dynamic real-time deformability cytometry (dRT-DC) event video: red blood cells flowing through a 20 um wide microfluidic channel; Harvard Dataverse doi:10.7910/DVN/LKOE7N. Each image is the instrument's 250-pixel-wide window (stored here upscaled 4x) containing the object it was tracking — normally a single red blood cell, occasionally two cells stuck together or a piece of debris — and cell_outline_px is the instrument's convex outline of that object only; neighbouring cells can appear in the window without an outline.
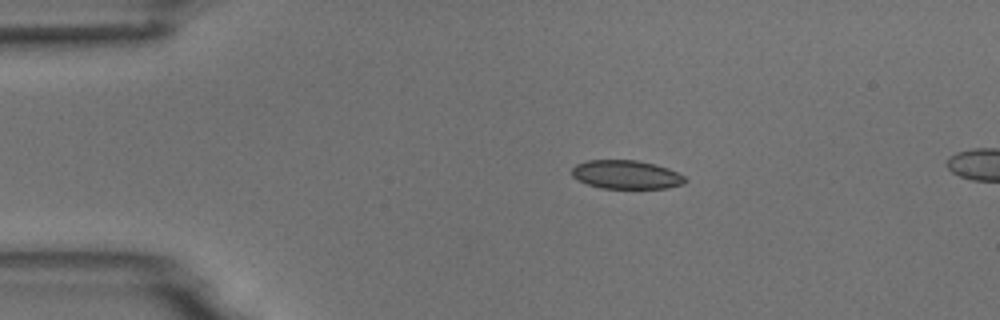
{"species": "common noctule bat (a hibernating species)", "species_latin": "Nyctalus noctula", "temperature_condition": "room temperature", "stored_images_in_passage": 4, "camera_frame_rate_fps": 3000, "um_per_image_px": 0.085, "animal": {"sex": "male", "body_mass_g": 18.8}, "frame": {"image": 1, "passage_image": 2, "time_ms": 1.333, "image_size_px": [1000, 320], "cell_outline_px": [[688, 180], [684, 184], [668, 188], [600, 188], [588, 184], [572, 176], [572, 168], [576, 164], [588, 160], [636, 160], [656, 164], [668, 168], [684, 176]], "centroid_in_image_um": [53.26, 14.84], "position_along_channel_um": 31.7, "area_um2": 18.9}}